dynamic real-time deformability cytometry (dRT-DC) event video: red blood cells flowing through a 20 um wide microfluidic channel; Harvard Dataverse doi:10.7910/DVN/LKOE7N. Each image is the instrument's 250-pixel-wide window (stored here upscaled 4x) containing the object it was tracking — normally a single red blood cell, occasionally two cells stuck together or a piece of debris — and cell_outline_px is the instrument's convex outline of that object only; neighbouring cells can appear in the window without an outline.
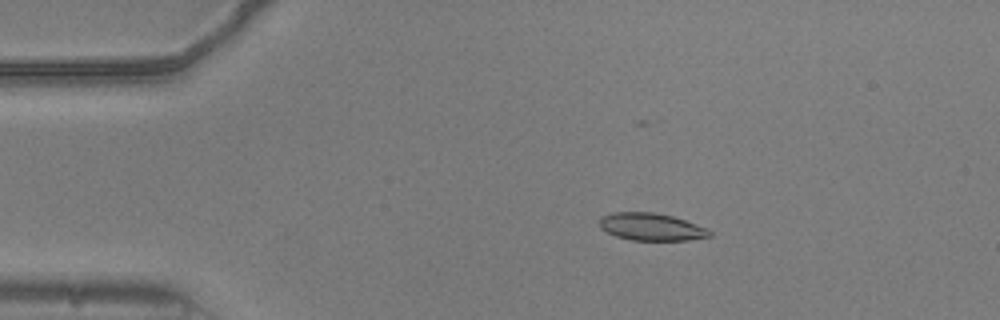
{"species": "common noctule bat (a hibernating species)", "species_latin": "Nyctalus noctula", "temperature_condition": "warm", "stored_images_in_passage": 46, "camera_frame_rate_fps": 3000, "um_per_image_px": 0.085, "animal": {"sex": "male", "body_mass_g": 20.5, "forearm_length_mm": 52.5}, "frame": {"image": 1, "passage_image": 1, "time_ms": 0.0, "image_size_px": [1000, 320], "cell_outline_px": [[712, 236], [688, 240], [632, 240], [616, 236], [600, 228], [600, 216], [612, 212], [652, 212], [672, 216], [708, 228], [712, 232]], "centroid_in_image_um": [55.36, 19.28], "position_along_channel_um": 29.6, "area_um2": 17.57}}
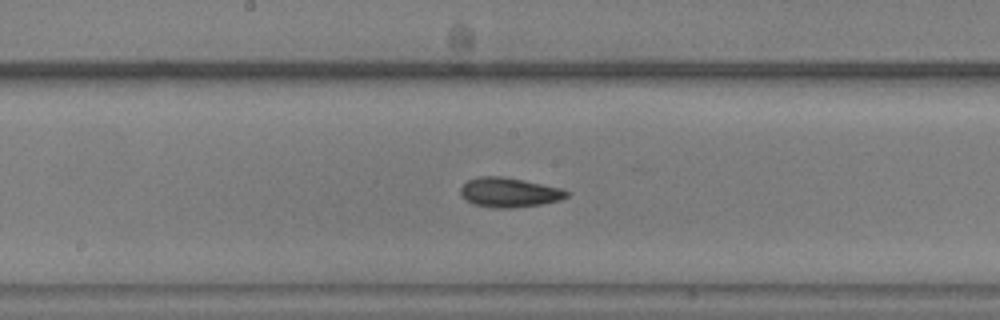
{"frame": {"image": 2, "passage_image": 19, "time_ms": 6.0, "image_size_px": [1000, 320], "cell_outline_px": [[568, 196], [560, 200], [540, 204], [516, 208], [496, 208], [472, 204], [460, 192], [460, 188], [468, 180], [480, 176], [500, 176], [524, 180], [560, 188], [568, 192]], "centroid_in_image_um": [43.28, 16.36], "position_along_channel_um": 204.9, "area_um2": 18.09}}
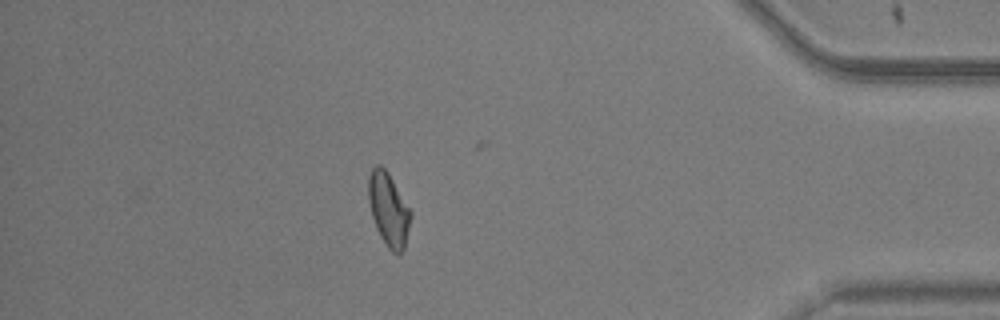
{"frame": {"image": 3, "passage_image": 38, "time_ms": 12.333, "image_size_px": [1000, 320], "cell_outline_px": [[412, 216], [404, 248], [400, 252], [392, 252], [388, 248], [380, 236], [376, 228], [372, 216], [368, 200], [368, 176], [372, 168], [376, 164], [380, 164], [388, 172], [412, 212]], "centroid_in_image_um": [33.02, 17.77], "position_along_channel_um": 402.2, "area_um2": 18.03}}